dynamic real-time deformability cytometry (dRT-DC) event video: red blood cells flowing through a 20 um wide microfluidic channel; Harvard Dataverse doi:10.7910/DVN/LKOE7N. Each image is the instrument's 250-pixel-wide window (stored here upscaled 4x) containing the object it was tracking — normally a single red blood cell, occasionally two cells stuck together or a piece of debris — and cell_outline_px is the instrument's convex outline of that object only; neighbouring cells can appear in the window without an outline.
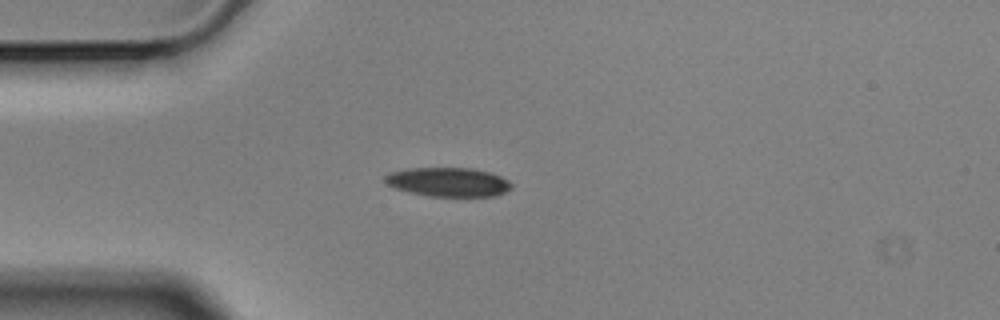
{"species": "Egyptian fruit bat (a non-hibernating species)", "species_latin": "Rousettus aegyptiacus", "temperature_condition": "cold", "stored_images_in_passage": 43, "camera_frame_rate_fps": 3000, "um_per_image_px": 0.085, "animal": {"sex": "male"}, "frame": {"image": 1, "passage_image": 1, "time_ms": 0.0, "image_size_px": [1000, 320], "cell_outline_px": [[512, 188], [496, 196], [428, 196], [408, 192], [384, 184], [384, 176], [392, 172], [408, 168], [472, 168], [488, 172], [500, 176], [508, 180], [512, 184]], "centroid_in_image_um": [38.08, 15.47], "position_along_channel_um": 46.9, "area_um2": 21.44}}
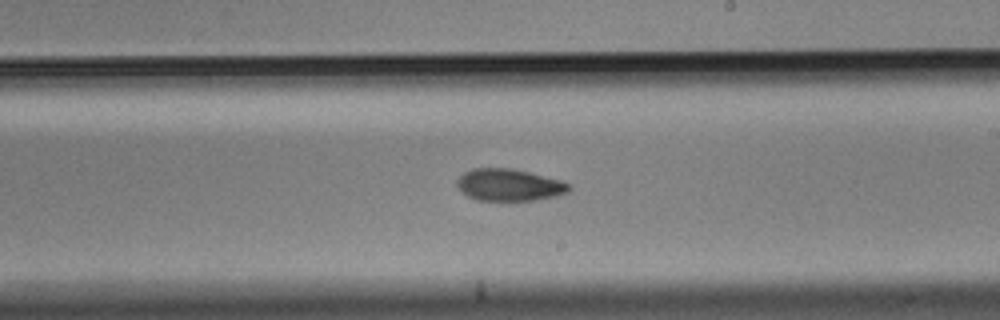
{"frame": {"image": 2, "passage_image": 19, "time_ms": 6.0, "image_size_px": [1000, 320], "cell_outline_px": [[572, 188], [568, 192], [556, 196], [532, 200], [476, 200], [468, 196], [456, 184], [456, 180], [464, 172], [472, 168], [512, 168], [560, 180], [568, 184]], "centroid_in_image_um": [43.26, 15.71], "position_along_channel_um": 245.7, "area_um2": 20.69}}
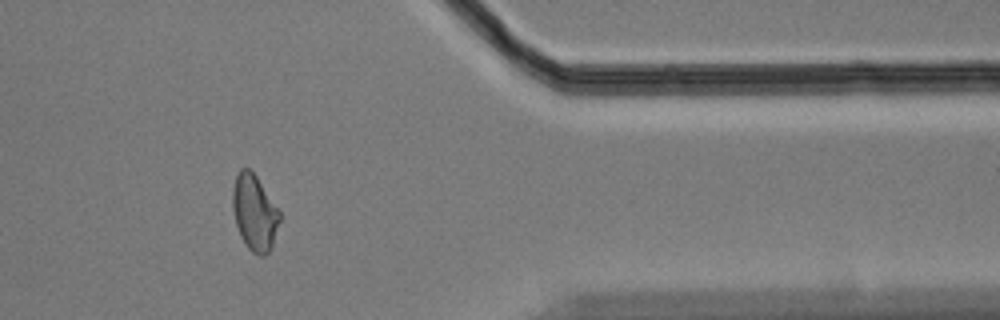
{"frame": {"image": 3, "passage_image": 33, "time_ms": 10.667, "image_size_px": [1000, 320], "cell_outline_px": [[280, 220], [272, 248], [264, 256], [256, 256], [244, 244], [240, 236], [236, 224], [232, 208], [232, 188], [236, 176], [240, 168], [248, 168], [256, 176], [280, 212]], "centroid_in_image_um": [21.62, 18.11], "position_along_channel_um": 389.8, "area_um2": 20.87}, "authors_computed_cell_mechanics": {"area_um2": 21.4438, "velocity_mm_per_s": 3.5322, "shape_relaxation_time_tau1_ms": 5.7035, "shape_relaxation_time_tau2_ms": 8.9387, "deformation_change_tau1": 0.1467, "deformation_change_tau2": 0.166}}